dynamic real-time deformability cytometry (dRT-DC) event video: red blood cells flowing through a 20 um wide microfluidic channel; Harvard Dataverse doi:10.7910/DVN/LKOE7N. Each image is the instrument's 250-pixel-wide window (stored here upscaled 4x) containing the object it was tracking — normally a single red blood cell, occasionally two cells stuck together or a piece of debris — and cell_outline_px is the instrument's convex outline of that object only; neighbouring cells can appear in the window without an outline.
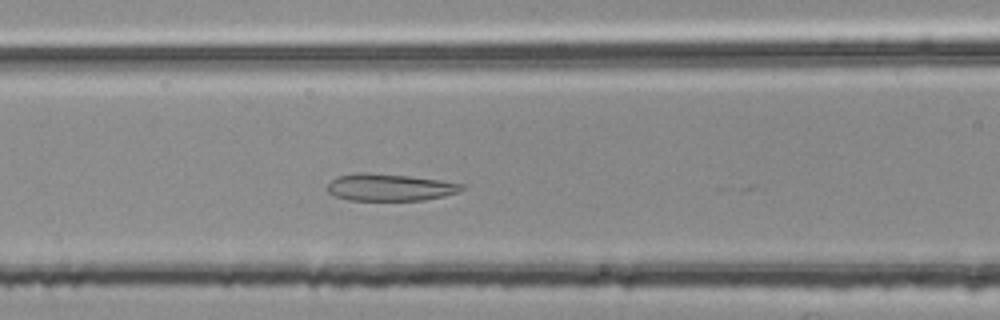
{"species": "common noctule bat (a hibernating species)", "species_latin": "Nyctalus noctula", "temperature_condition": "room temperature", "stored_images_in_passage": 8, "camera_frame_rate_fps": 3000, "um_per_image_px": 0.085, "animal": {"sex": "female", "body_mass_g": 25.1}, "frame": {"image": 1, "passage_image": 6, "time_ms": 1.667, "image_size_px": [1000, 320], "cell_outline_px": [[464, 188], [460, 192], [444, 196], [424, 200], [348, 200], [336, 196], [328, 192], [328, 184], [336, 176], [360, 172], [364, 172], [408, 176], [440, 180], [464, 184]], "centroid_in_image_um": [33.14, 15.92], "position_along_channel_um": 133.5, "area_um2": 21.15}}